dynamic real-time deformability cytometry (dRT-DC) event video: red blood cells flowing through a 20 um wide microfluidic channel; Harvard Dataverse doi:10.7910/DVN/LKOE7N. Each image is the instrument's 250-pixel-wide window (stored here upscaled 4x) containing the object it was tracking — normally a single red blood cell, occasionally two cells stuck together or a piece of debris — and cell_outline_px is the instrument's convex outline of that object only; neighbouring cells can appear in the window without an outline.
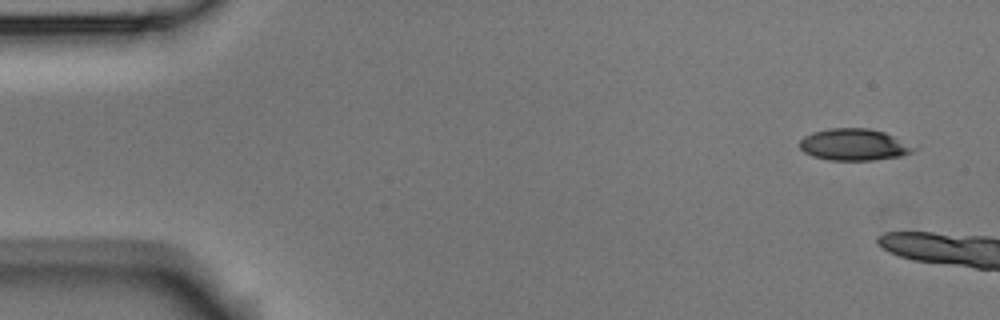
{"species": "Egyptian fruit bat (a non-hibernating species)", "species_latin": "Rousettus aegyptiacus", "temperature_condition": "room temperature", "stored_images_in_passage": 6, "camera_frame_rate_fps": 3000, "um_per_image_px": 0.085, "animal": {"sex": "male"}, "frame": {"image": 1, "passage_image": 1, "time_ms": 0.0, "image_size_px": [1000, 320], "cell_outline_px": [[920, 148], [912, 152], [900, 156], [872, 160], [828, 160], [812, 156], [804, 152], [800, 148], [800, 140], [804, 136], [812, 132], [828, 128], [868, 128], [884, 132]], "centroid_in_image_um": [72.59, 12.29], "position_along_channel_um": 12.4, "area_um2": 21.15}}